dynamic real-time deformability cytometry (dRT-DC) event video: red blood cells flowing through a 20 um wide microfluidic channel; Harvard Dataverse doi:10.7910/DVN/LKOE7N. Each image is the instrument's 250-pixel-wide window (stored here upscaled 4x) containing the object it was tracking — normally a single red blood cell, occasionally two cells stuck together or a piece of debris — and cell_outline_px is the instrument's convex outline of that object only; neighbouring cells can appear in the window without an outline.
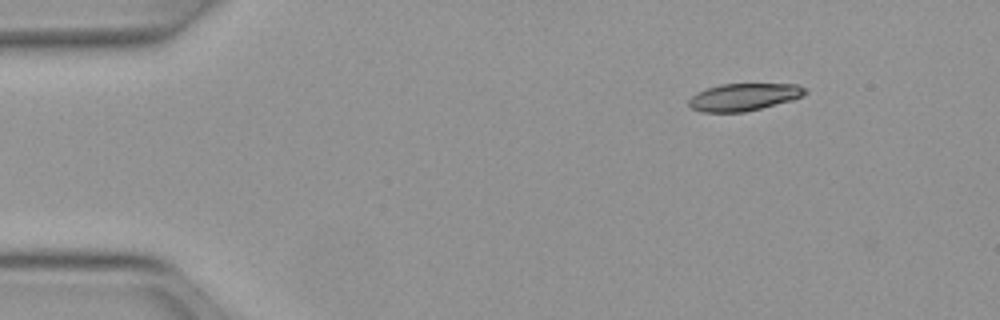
{"species": "Egyptian fruit bat (a non-hibernating species)", "species_latin": "Rousettus aegyptiacus", "temperature_condition": "warm", "stored_images_in_passage": 45, "camera_frame_rate_fps": 3000, "um_per_image_px": 0.085, "animal": {"sex": "female"}, "frame": {"image": 1, "passage_image": 1, "time_ms": 0.0, "image_size_px": [1000, 320], "cell_outline_px": [[808, 92], [792, 100], [744, 112], [704, 112], [692, 108], [688, 104], [688, 100], [696, 92], [720, 84], [796, 84], [808, 88]], "centroid_in_image_um": [63.23, 8.24], "position_along_channel_um": 21.8, "area_um2": 18.44}}
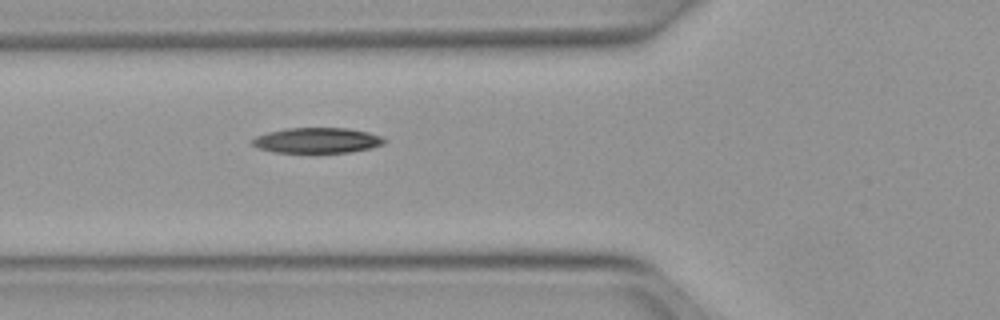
{"frame": {"image": 2, "passage_image": 13, "time_ms": 4.0, "image_size_px": [1000, 320], "cell_outline_px": [[388, 140], [384, 144], [372, 148], [348, 152], [272, 152], [260, 148], [252, 144], [252, 140], [256, 136], [268, 132], [288, 128], [348, 128], [368, 132], [380, 136]], "centroid_in_image_um": [26.99, 11.93], "position_along_channel_um": 98.8, "area_um2": 19.42}}
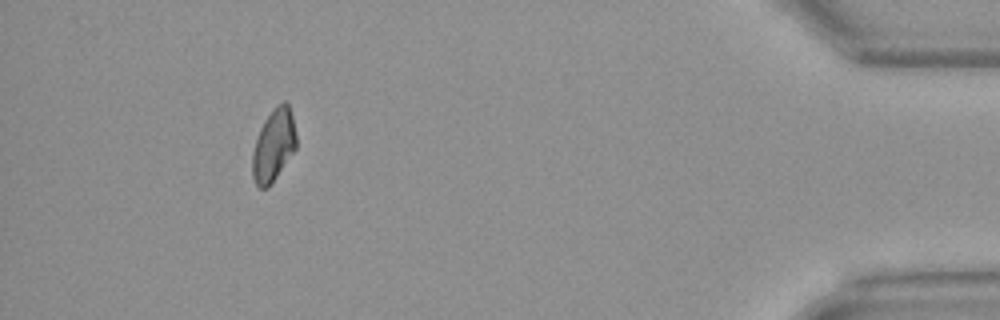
{"frame": {"image": 3, "passage_image": 41, "time_ms": 13.333, "image_size_px": [1000, 320], "cell_outline_px": [[296, 148], [268, 188], [260, 188], [256, 184], [252, 176], [252, 152], [260, 128], [264, 120], [272, 108], [276, 104], [284, 100], [288, 104], [292, 116], [296, 136]], "centroid_in_image_um": [23.24, 12.33], "position_along_channel_um": 412.0, "area_um2": 18.44}, "authors_computed_cell_mechanics": {"area_um2": 19.5364, "velocity_mm_per_s": 4.026, "shape_relaxation_time_tau1_ms": 6.2223, "shape_relaxation_time_tau2_ms": null, "deformation_change_tau1": 0.1749, "deformation_change_tau2": null}}